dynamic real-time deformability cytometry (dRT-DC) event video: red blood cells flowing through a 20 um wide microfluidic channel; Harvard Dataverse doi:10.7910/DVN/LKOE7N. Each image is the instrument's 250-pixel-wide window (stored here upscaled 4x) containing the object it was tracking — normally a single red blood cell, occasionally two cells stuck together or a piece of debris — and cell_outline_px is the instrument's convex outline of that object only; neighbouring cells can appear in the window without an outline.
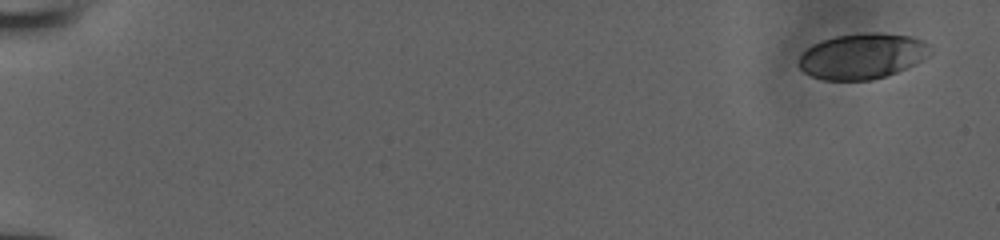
{"species": "human", "species_latin": "Homo sapiens", "temperature_condition": "room temperature", "stored_images_in_passage": 51, "camera_frame_rate_fps": 3000, "um_per_image_px": 0.085, "donor": {"sex": "male"}, "frame": {"image": 1, "passage_image": 1, "time_ms": 0.0, "image_size_px": [1000, 240], "cell_outline_px": [[932, 52], [924, 60], [896, 72], [872, 80], [824, 80], [812, 76], [804, 72], [800, 68], [800, 56], [812, 44], [820, 40], [836, 36], [872, 32], [880, 32], [912, 36], [924, 40], [932, 44]], "centroid_in_image_um": [73.36, 4.75], "position_along_channel_um": 11.6, "area_um2": 35.14}}
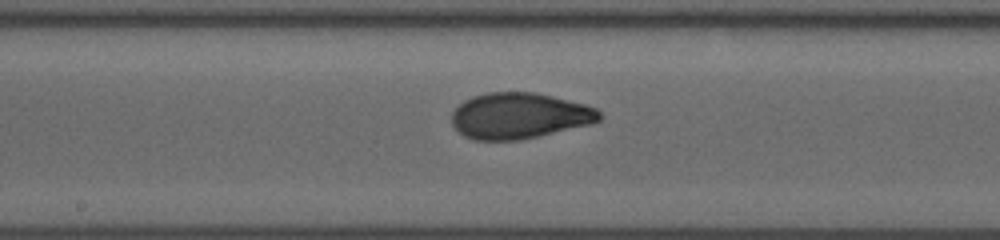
{"frame": {"image": 2, "passage_image": 29, "time_ms": 9.333, "image_size_px": [1000, 240], "cell_outline_px": [[604, 116], [600, 120], [592, 124], [520, 140], [472, 140], [464, 136], [452, 124], [452, 112], [464, 100], [472, 96], [488, 92], [536, 92], [584, 104], [596, 108]], "centroid_in_image_um": [44.15, 9.84], "position_along_channel_um": 204.0, "area_um2": 39.65}}
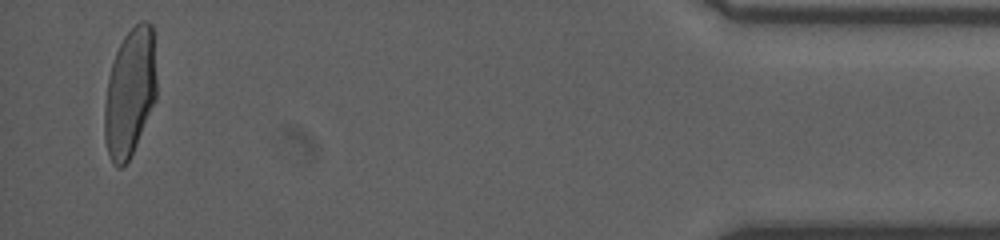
{"frame": {"image": 3, "passage_image": 50, "time_ms": 16.333, "image_size_px": [1000, 240], "cell_outline_px": [[156, 96], [136, 144], [128, 160], [120, 168], [116, 168], [112, 164], [108, 156], [104, 136], [104, 104], [108, 76], [116, 52], [124, 36], [140, 20], [148, 20], [152, 24], [156, 76]], "centroid_in_image_um": [11.02, 7.86], "position_along_channel_um": 424.2, "area_um2": 38.78}}